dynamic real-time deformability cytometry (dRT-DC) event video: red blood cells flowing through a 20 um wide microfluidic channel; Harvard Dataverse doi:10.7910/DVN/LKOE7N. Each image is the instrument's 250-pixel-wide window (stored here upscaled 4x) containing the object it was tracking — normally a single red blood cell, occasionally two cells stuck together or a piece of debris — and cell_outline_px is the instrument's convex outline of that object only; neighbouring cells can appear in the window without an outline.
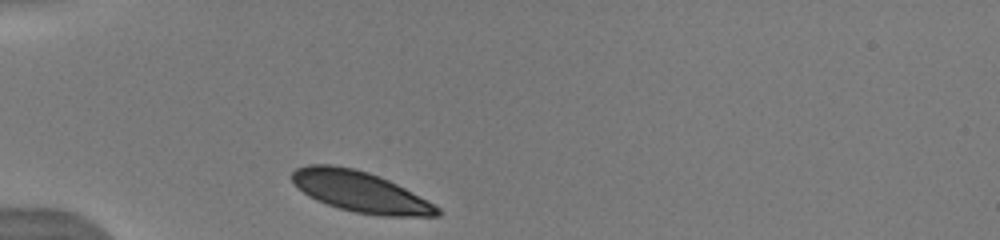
{"species": "human", "species_latin": "Homo sapiens", "temperature_condition": "warm", "stored_images_in_passage": 6, "camera_frame_rate_fps": 3000, "um_per_image_px": 0.085, "donor": {"sex": "male"}, "frame": {"image": 1, "passage_image": 1, "time_ms": 0.0, "image_size_px": [1000, 240], "cell_outline_px": [[444, 212], [440, 216], [384, 216], [352, 212], [316, 200], [308, 196], [292, 180], [292, 172], [296, 168], [308, 164], [332, 164], [352, 168], [368, 172], [380, 176], [404, 188], [440, 208]], "centroid_in_image_um": [30.63, 16.3], "position_along_channel_um": 54.4, "area_um2": 34.22}}